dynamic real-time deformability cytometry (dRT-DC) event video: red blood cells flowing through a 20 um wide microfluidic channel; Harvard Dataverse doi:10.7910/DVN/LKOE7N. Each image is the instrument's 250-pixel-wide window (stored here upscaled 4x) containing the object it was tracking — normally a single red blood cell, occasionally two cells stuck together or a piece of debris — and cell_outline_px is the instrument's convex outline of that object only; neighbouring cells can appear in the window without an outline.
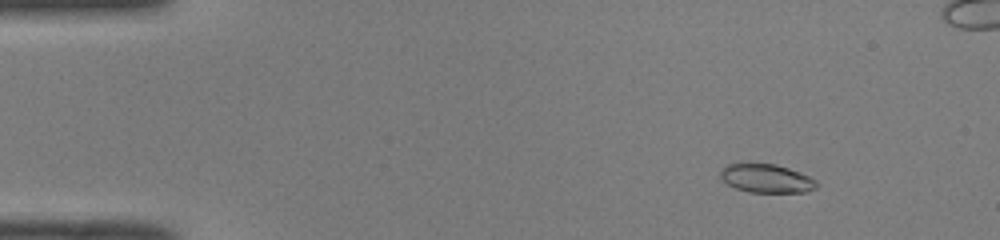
{"species": "common noctule bat (a hibernating species)", "species_latin": "Nyctalus noctula", "temperature_condition": "room temperature", "stored_images_in_passage": 52, "camera_frame_rate_fps": 3000, "um_per_image_px": 0.085, "animal": {"sex": "male", "body_mass_g": 19.0, "forearm_length_mm": 50.8}, "frame": {"image": 1, "passage_image": 7, "time_ms": 2.0, "image_size_px": [1000, 240], "cell_outline_px": [[816, 188], [804, 192], [748, 192], [736, 188], [728, 184], [720, 176], [720, 172], [728, 164], [740, 160], [776, 164], [800, 172], [816, 180]], "centroid_in_image_um": [65.09, 15.11], "position_along_channel_um": 19.9, "area_um2": 16.42}}
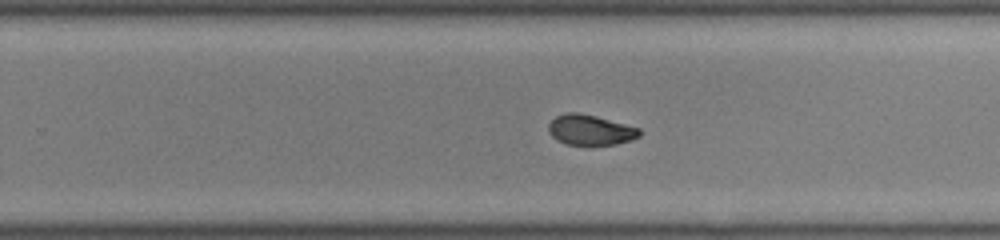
{"frame": {"image": 2, "passage_image": 33, "time_ms": 10.667, "image_size_px": [1000, 240], "cell_outline_px": [[640, 136], [632, 140], [616, 144], [588, 148], [568, 144], [556, 140], [548, 132], [548, 124], [556, 116], [564, 112], [576, 112], [596, 116], [640, 128]], "centroid_in_image_um": [50.16, 11.09], "position_along_channel_um": 279.6, "area_um2": 16.7}}
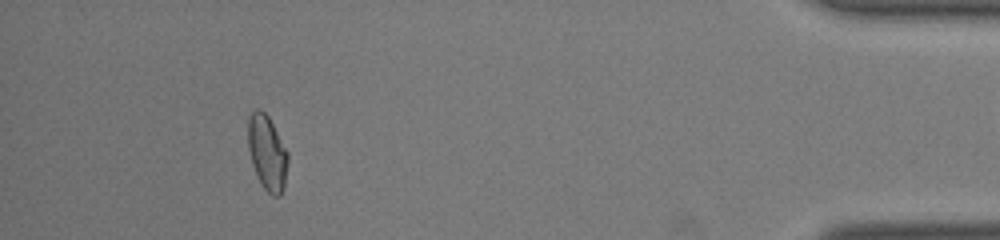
{"frame": {"image": 3, "passage_image": 47, "time_ms": 15.333, "image_size_px": [1000, 240], "cell_outline_px": [[288, 160], [284, 188], [280, 196], [272, 196], [260, 184], [252, 164], [248, 148], [248, 116], [256, 108], [264, 112], [268, 116], [288, 152]], "centroid_in_image_um": [22.7, 13.0], "position_along_channel_um": 412.5, "area_um2": 17.46}, "authors_computed_cell_mechanics": {"area_um2": 16.9065, "velocity_mm_per_s": 4.0971, "shape_relaxation_time_tau1_ms": 8.2363, "shape_relaxation_time_tau2_ms": 1.5078, "deformation_change_tau1": 0.2317, "deformation_change_tau2": 0.0537}}